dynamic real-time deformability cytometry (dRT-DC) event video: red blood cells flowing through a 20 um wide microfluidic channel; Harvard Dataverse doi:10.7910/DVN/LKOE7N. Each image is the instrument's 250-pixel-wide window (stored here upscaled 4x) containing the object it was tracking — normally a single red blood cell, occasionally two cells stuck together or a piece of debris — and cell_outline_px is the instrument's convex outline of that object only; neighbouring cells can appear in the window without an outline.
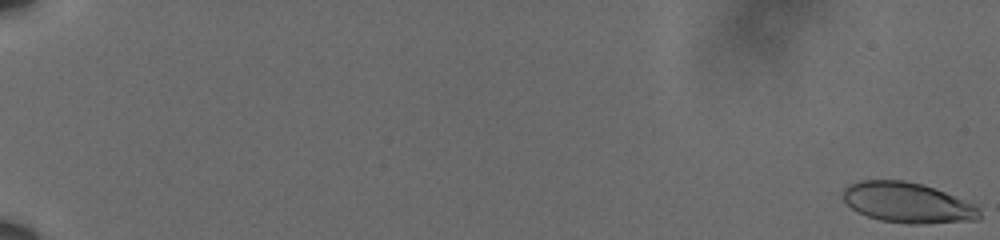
{"species": "human", "species_latin": "Homo sapiens", "temperature_condition": "cold", "stored_images_in_passage": 23, "camera_frame_rate_fps": 3000, "um_per_image_px": 0.085, "donor": {"sex": "male"}, "frame": {"image": 1, "passage_image": 1, "time_ms": 0.0, "image_size_px": [1000, 240], "cell_outline_px": [[980, 220], [924, 224], [908, 224], [880, 220], [868, 216], [852, 208], [844, 200], [844, 188], [848, 184], [860, 180], [904, 180], [924, 184], [976, 204], [980, 208]], "centroid_in_image_um": [77.19, 17.23], "position_along_channel_um": 7.8, "area_um2": 32.31}}